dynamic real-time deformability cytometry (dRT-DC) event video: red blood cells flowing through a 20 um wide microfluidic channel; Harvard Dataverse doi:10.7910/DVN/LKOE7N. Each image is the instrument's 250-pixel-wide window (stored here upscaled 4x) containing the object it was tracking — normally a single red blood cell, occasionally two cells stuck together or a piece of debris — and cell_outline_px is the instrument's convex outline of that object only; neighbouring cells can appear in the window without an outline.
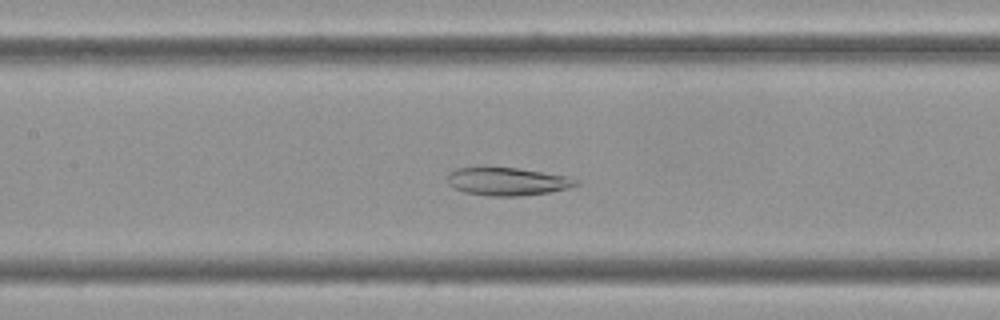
{"species": "Egyptian fruit bat (a non-hibernating species)", "species_latin": "Rousettus aegyptiacus", "temperature_condition": "cold", "stored_images_in_passage": 51, "camera_frame_rate_fps": 3000, "um_per_image_px": 0.085, "frame": {"image": 1, "passage_image": 19, "time_ms": 6.0, "image_size_px": [1000, 320], "cell_outline_px": [[580, 184], [568, 188], [548, 192], [520, 196], [488, 196], [464, 192], [448, 184], [448, 172], [456, 168], [516, 168], [568, 176], [580, 180]], "centroid_in_image_um": [43.15, 15.43], "position_along_channel_um": 164.2, "area_um2": 20.81}}
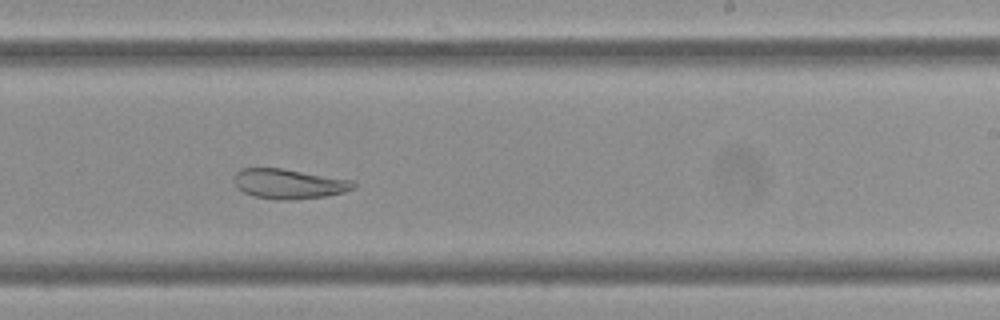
{"frame": {"image": 2, "passage_image": 28, "time_ms": 9.0, "image_size_px": [1000, 320], "cell_outline_px": [[356, 188], [344, 192], [324, 196], [292, 200], [276, 200], [252, 196], [236, 188], [232, 180], [236, 172], [240, 168], [280, 168], [352, 180], [356, 184]], "centroid_in_image_um": [24.5, 15.63], "position_along_channel_um": 264.5, "area_um2": 20.92}}
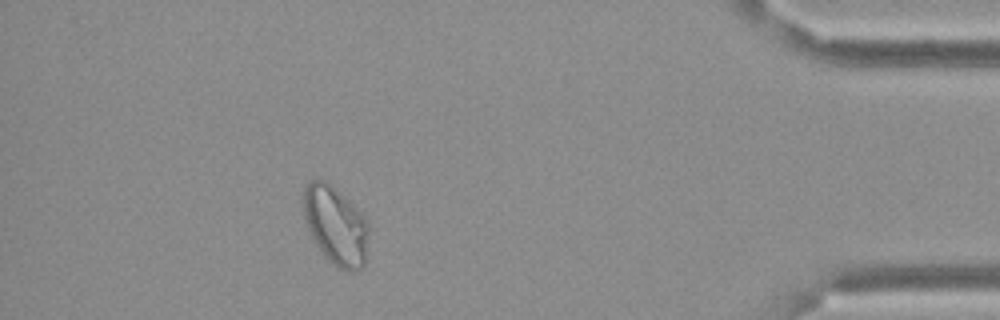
{"frame": {"image": 3, "passage_image": 45, "time_ms": 14.667, "image_size_px": [1000, 320], "cell_outline_px": [[368, 232], [364, 264], [356, 272], [348, 272], [336, 268], [324, 256], [316, 244], [304, 220], [300, 196], [304, 184], [312, 180], [324, 180], [340, 192], [360, 212], [364, 220]], "centroid_in_image_um": [28.45, 19.16], "position_along_channel_um": 406.7, "area_um2": 30.0}, "authors_computed_cell_mechanics": {"area_um2": 26.5302, "velocity_mm_per_s": 3.3479, "shape_relaxation_time_tau1_ms": null, "shape_relaxation_time_tau2_ms": 5.9389, "deformation_change_tau1": null, "deformation_change_tau2": 0.0865}}